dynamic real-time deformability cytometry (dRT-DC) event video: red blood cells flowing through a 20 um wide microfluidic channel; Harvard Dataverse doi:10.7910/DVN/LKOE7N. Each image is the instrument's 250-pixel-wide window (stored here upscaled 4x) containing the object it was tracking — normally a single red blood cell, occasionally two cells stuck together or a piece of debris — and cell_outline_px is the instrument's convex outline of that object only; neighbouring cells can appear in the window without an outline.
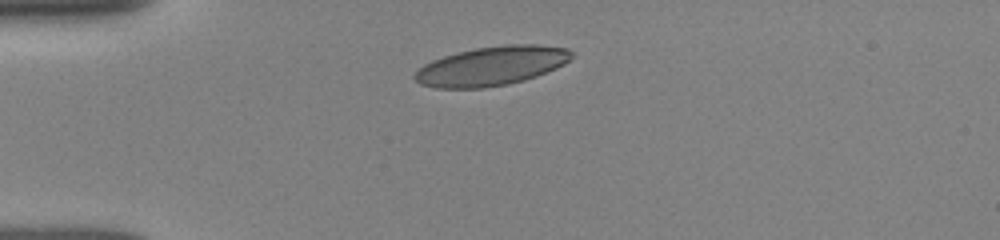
{"species": "human", "species_latin": "Homo sapiens", "temperature_condition": "room temperature", "stored_images_in_passage": 40, "camera_frame_rate_fps": 3000, "um_per_image_px": 0.085, "donor": {"sex": "female"}, "frame": {"image": 1, "passage_image": 1, "time_ms": 0.0, "image_size_px": [1000, 240], "cell_outline_px": [[572, 56], [564, 64], [556, 68], [536, 76], [524, 80], [508, 84], [484, 88], [436, 88], [420, 84], [412, 76], [424, 64], [432, 60], [444, 56], [476, 48], [504, 44], [536, 44], [568, 48], [572, 52]], "centroid_in_image_um": [41.78, 5.61], "position_along_channel_um": 43.2, "area_um2": 35.66}}
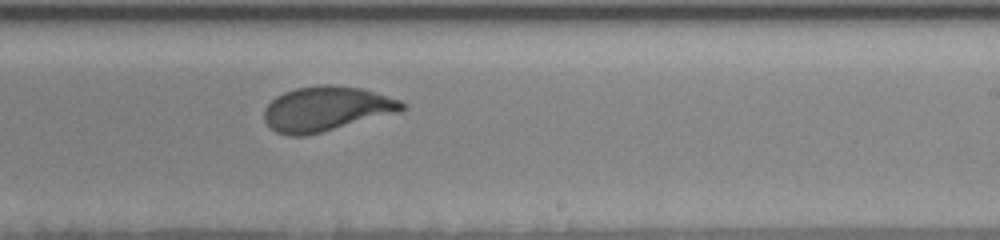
{"frame": {"image": 2, "passage_image": 20, "time_ms": 6.333, "image_size_px": [1000, 240], "cell_outline_px": [[408, 108], [400, 112], [304, 136], [288, 136], [276, 132], [264, 120], [264, 108], [276, 96], [284, 92], [296, 88], [320, 84], [328, 84], [360, 88], [400, 100], [408, 104]], "centroid_in_image_um": [27.74, 9.24], "position_along_channel_um": 261.3, "area_um2": 35.84}}
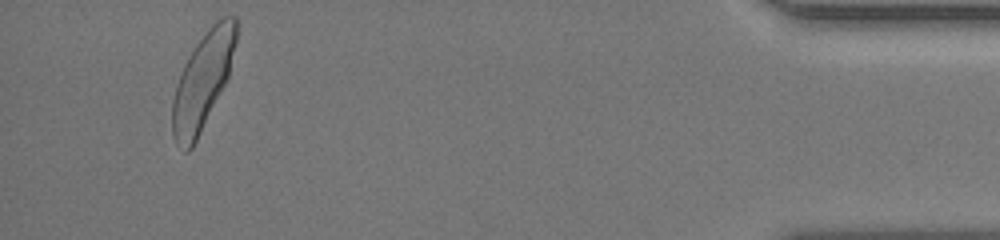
{"frame": {"image": 3, "passage_image": 37, "time_ms": 12.0, "image_size_px": [1000, 240], "cell_outline_px": [[236, 44], [228, 76], [192, 148], [188, 152], [184, 152], [176, 144], [172, 136], [172, 100], [176, 84], [184, 64], [188, 56], [196, 44], [208, 28], [220, 16], [236, 16]], "centroid_in_image_um": [17.2, 6.87], "position_along_channel_um": 418.0, "area_um2": 35.49}, "authors_computed_cell_mechanics": {"area_um2": 35.6915, "velocity_mm_per_s": 3.8807, "shape_relaxation_time_tau1_ms": 2.5571, "shape_relaxation_time_tau2_ms": null, "deformation_change_tau1": 0.1507, "deformation_change_tau2": null}}